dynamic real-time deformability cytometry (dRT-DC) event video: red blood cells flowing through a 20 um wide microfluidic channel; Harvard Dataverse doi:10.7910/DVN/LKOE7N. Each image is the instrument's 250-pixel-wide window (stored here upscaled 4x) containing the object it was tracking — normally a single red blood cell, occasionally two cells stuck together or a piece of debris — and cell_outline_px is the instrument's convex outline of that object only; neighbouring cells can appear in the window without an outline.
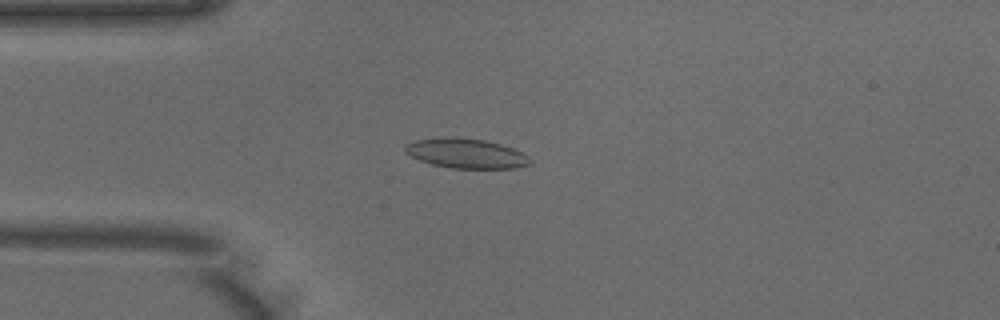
{"species": "common noctule bat (a hibernating species)", "species_latin": "Nyctalus noctula", "temperature_condition": "warm", "stored_images_in_passage": 45, "camera_frame_rate_fps": 3000, "um_per_image_px": 0.085, "animal": {"sex": "male", "body_mass_g": 18.8}, "frame": {"image": 1, "passage_image": 8, "time_ms": 2.333, "image_size_px": [1000, 320], "cell_outline_px": [[532, 164], [512, 168], [452, 168], [432, 164], [420, 160], [404, 152], [404, 148], [408, 144], [416, 140], [440, 136], [452, 136], [484, 140], [500, 144], [512, 148], [528, 156], [532, 160]], "centroid_in_image_um": [39.61, 13.03], "position_along_channel_um": 45.4, "area_um2": 21.62}}
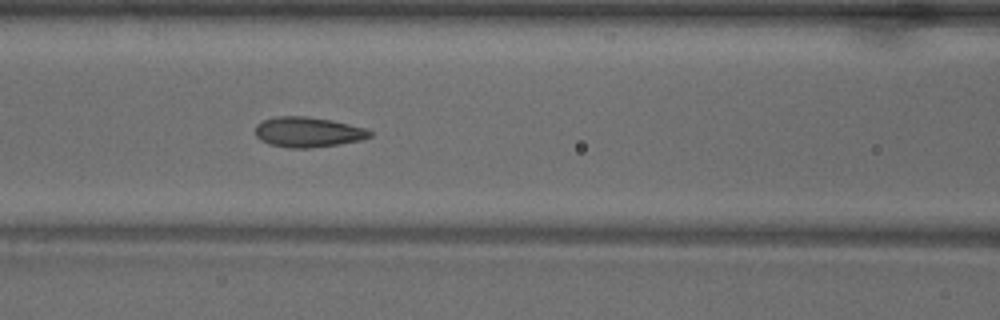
{"frame": {"image": 2, "passage_image": 16, "time_ms": 5.0, "image_size_px": [1000, 320], "cell_outline_px": [[372, 136], [360, 140], [340, 144], [308, 148], [288, 148], [268, 144], [260, 140], [256, 136], [256, 124], [264, 120], [276, 116], [304, 116], [332, 120], [368, 128], [372, 132]], "centroid_in_image_um": [26.19, 11.23], "position_along_channel_um": 140.4, "area_um2": 20.29}}
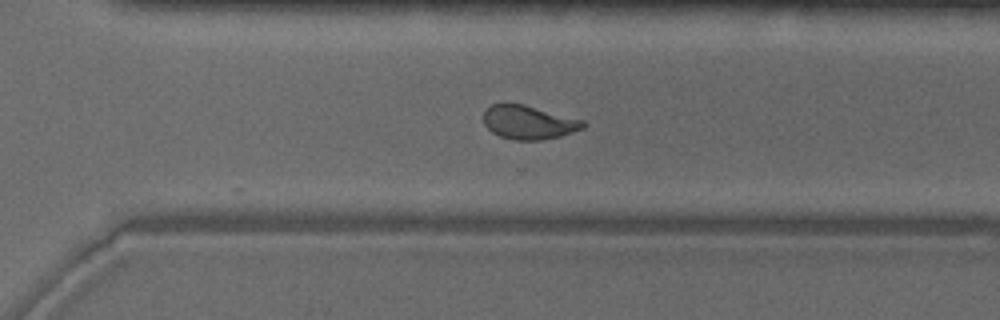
{"frame": {"image": 3, "passage_image": 30, "time_ms": 9.667, "image_size_px": [1000, 320], "cell_outline_px": [[588, 124], [584, 128], [560, 136], [540, 140], [516, 140], [500, 136], [492, 132], [484, 124], [484, 112], [492, 104], [524, 104], [584, 120]], "centroid_in_image_um": [44.97, 10.4], "position_along_channel_um": 325.6, "area_um2": 19.48}, "authors_computed_cell_mechanics": {"area_um2": 20.4612, "velocity_mm_per_s": 3.9806, "shape_relaxation_time_tau1_ms": 7.0175, "shape_relaxation_time_tau2_ms": 0.9485, "deformation_change_tau1": 0.1834, "deformation_change_tau2": 0.074}}